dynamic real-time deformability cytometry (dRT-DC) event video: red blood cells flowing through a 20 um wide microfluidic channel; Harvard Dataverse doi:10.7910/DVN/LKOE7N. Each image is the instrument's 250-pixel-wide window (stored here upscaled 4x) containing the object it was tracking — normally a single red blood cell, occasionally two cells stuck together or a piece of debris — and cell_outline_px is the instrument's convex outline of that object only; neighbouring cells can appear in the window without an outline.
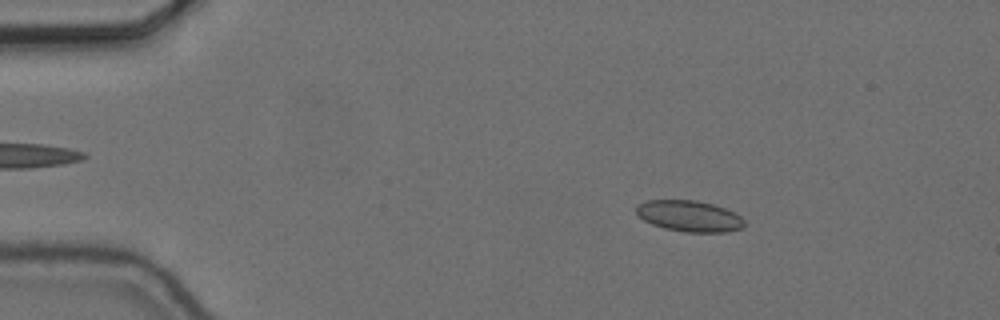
{"species": "common noctule bat (a hibernating species)", "species_latin": "Nyctalus noctula", "temperature_condition": "cold", "stored_images_in_passage": 56, "camera_frame_rate_fps": 3000, "um_per_image_px": 0.085, "animal": {"sex": "female", "body_mass_g": 24.6, "forearm_length_mm": 56.2}, "frame": {"image": 1, "passage_image": 9, "time_ms": 2.667, "image_size_px": [1000, 320], "cell_outline_px": [[744, 224], [740, 228], [724, 232], [684, 232], [664, 228], [652, 224], [644, 220], [636, 212], [636, 208], [640, 204], [648, 200], [696, 200], [712, 204], [724, 208], [740, 216], [744, 220]], "centroid_in_image_um": [58.58, 18.36], "position_along_channel_um": 26.4, "area_um2": 19.31}}
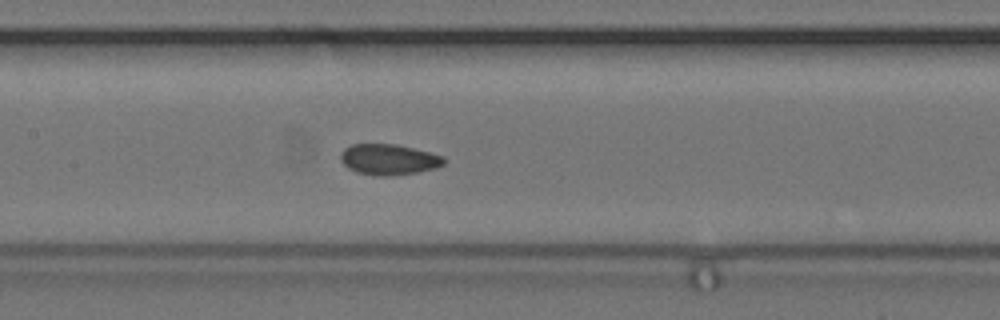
{"frame": {"image": 2, "passage_image": 27, "time_ms": 8.667, "image_size_px": [1000, 320], "cell_outline_px": [[444, 164], [436, 168], [416, 172], [388, 176], [380, 176], [356, 172], [348, 168], [340, 160], [340, 152], [344, 148], [352, 144], [396, 144], [444, 156]], "centroid_in_image_um": [33.01, 13.55], "position_along_channel_um": 174.4, "area_um2": 18.44}}
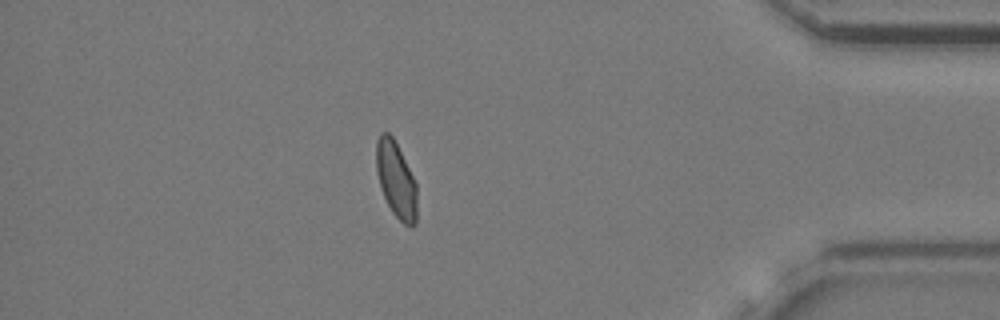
{"frame": {"image": 3, "passage_image": 49, "time_ms": 16.0, "image_size_px": [1000, 320], "cell_outline_px": [[416, 224], [404, 224], [392, 212], [380, 188], [376, 172], [376, 140], [380, 132], [388, 132], [392, 136], [416, 184]], "centroid_in_image_um": [33.63, 15.25], "position_along_channel_um": 401.6, "area_um2": 17.69}, "authors_computed_cell_mechanics": {"area_um2": 18.5538, "velocity_mm_per_s": 3.6386, "shape_relaxation_time_tau1_ms": null, "shape_relaxation_time_tau2_ms": 1.3361, "deformation_change_tau1": null, "deformation_change_tau2": 0.0644}}